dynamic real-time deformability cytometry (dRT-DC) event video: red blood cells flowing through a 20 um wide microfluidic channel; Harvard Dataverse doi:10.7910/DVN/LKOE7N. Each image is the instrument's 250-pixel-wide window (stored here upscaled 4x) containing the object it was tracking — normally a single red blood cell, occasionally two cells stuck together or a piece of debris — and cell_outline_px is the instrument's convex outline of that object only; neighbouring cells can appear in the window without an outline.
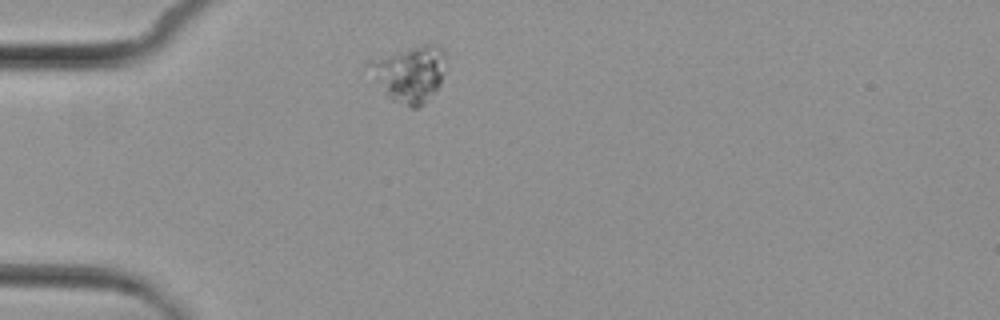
{"species": "common noctule bat (a hibernating species)", "species_latin": "Nyctalus noctula", "temperature_condition": "cold", "stored_images_in_passage": 2, "camera_frame_rate_fps": 3000, "um_per_image_px": 0.085, "animal": {"sex": "female", "body_mass_g": 29.2, "forearm_length_mm": 56.3}, "frame": {"image": 1, "passage_image": 1, "time_ms": 0.0, "image_size_px": [1000, 320], "cell_outline_px": [[448, 56], [444, 72], [440, 84], [424, 104], [420, 108], [412, 108], [392, 100], [384, 96], [372, 80], [364, 64], [408, 48], [420, 44], [440, 44], [444, 48]], "centroid_in_image_um": [34.83, 6.27], "position_along_channel_um": 50.2, "area_um2": 25.78}}